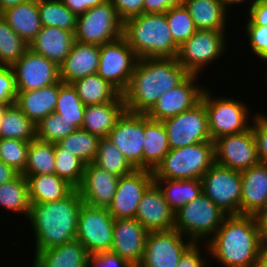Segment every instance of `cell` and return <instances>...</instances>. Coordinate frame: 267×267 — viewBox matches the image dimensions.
<instances>
[{
	"mask_svg": "<svg viewBox=\"0 0 267 267\" xmlns=\"http://www.w3.org/2000/svg\"><path fill=\"white\" fill-rule=\"evenodd\" d=\"M29 143L18 139L0 138V160L22 174L27 165Z\"/></svg>",
	"mask_w": 267,
	"mask_h": 267,
	"instance_id": "cell-46",
	"label": "cell"
},
{
	"mask_svg": "<svg viewBox=\"0 0 267 267\" xmlns=\"http://www.w3.org/2000/svg\"><path fill=\"white\" fill-rule=\"evenodd\" d=\"M227 215L203 192L175 212L174 229L194 243L207 242Z\"/></svg>",
	"mask_w": 267,
	"mask_h": 267,
	"instance_id": "cell-6",
	"label": "cell"
},
{
	"mask_svg": "<svg viewBox=\"0 0 267 267\" xmlns=\"http://www.w3.org/2000/svg\"><path fill=\"white\" fill-rule=\"evenodd\" d=\"M0 138L30 142L36 139V125L15 105H11L0 122Z\"/></svg>",
	"mask_w": 267,
	"mask_h": 267,
	"instance_id": "cell-37",
	"label": "cell"
},
{
	"mask_svg": "<svg viewBox=\"0 0 267 267\" xmlns=\"http://www.w3.org/2000/svg\"><path fill=\"white\" fill-rule=\"evenodd\" d=\"M85 163L55 143V174L77 189L83 179Z\"/></svg>",
	"mask_w": 267,
	"mask_h": 267,
	"instance_id": "cell-43",
	"label": "cell"
},
{
	"mask_svg": "<svg viewBox=\"0 0 267 267\" xmlns=\"http://www.w3.org/2000/svg\"><path fill=\"white\" fill-rule=\"evenodd\" d=\"M252 120L251 128L256 139L259 161L267 163V114L255 113Z\"/></svg>",
	"mask_w": 267,
	"mask_h": 267,
	"instance_id": "cell-48",
	"label": "cell"
},
{
	"mask_svg": "<svg viewBox=\"0 0 267 267\" xmlns=\"http://www.w3.org/2000/svg\"><path fill=\"white\" fill-rule=\"evenodd\" d=\"M162 122L167 130L170 149L212 141L208 128L207 111L202 99L191 109Z\"/></svg>",
	"mask_w": 267,
	"mask_h": 267,
	"instance_id": "cell-13",
	"label": "cell"
},
{
	"mask_svg": "<svg viewBox=\"0 0 267 267\" xmlns=\"http://www.w3.org/2000/svg\"><path fill=\"white\" fill-rule=\"evenodd\" d=\"M249 11V20L256 26H267V0H255Z\"/></svg>",
	"mask_w": 267,
	"mask_h": 267,
	"instance_id": "cell-53",
	"label": "cell"
},
{
	"mask_svg": "<svg viewBox=\"0 0 267 267\" xmlns=\"http://www.w3.org/2000/svg\"><path fill=\"white\" fill-rule=\"evenodd\" d=\"M135 219L148 232L174 229L175 212L168 205L161 189L155 182L143 194Z\"/></svg>",
	"mask_w": 267,
	"mask_h": 267,
	"instance_id": "cell-21",
	"label": "cell"
},
{
	"mask_svg": "<svg viewBox=\"0 0 267 267\" xmlns=\"http://www.w3.org/2000/svg\"><path fill=\"white\" fill-rule=\"evenodd\" d=\"M19 173L0 160V185L14 179Z\"/></svg>",
	"mask_w": 267,
	"mask_h": 267,
	"instance_id": "cell-57",
	"label": "cell"
},
{
	"mask_svg": "<svg viewBox=\"0 0 267 267\" xmlns=\"http://www.w3.org/2000/svg\"><path fill=\"white\" fill-rule=\"evenodd\" d=\"M143 169L153 171L171 150L167 130L162 121L144 114Z\"/></svg>",
	"mask_w": 267,
	"mask_h": 267,
	"instance_id": "cell-30",
	"label": "cell"
},
{
	"mask_svg": "<svg viewBox=\"0 0 267 267\" xmlns=\"http://www.w3.org/2000/svg\"><path fill=\"white\" fill-rule=\"evenodd\" d=\"M215 163L243 172L257 165V144L252 128L238 134L221 136L214 140Z\"/></svg>",
	"mask_w": 267,
	"mask_h": 267,
	"instance_id": "cell-15",
	"label": "cell"
},
{
	"mask_svg": "<svg viewBox=\"0 0 267 267\" xmlns=\"http://www.w3.org/2000/svg\"><path fill=\"white\" fill-rule=\"evenodd\" d=\"M17 93L13 68L0 66V104H15Z\"/></svg>",
	"mask_w": 267,
	"mask_h": 267,
	"instance_id": "cell-49",
	"label": "cell"
},
{
	"mask_svg": "<svg viewBox=\"0 0 267 267\" xmlns=\"http://www.w3.org/2000/svg\"><path fill=\"white\" fill-rule=\"evenodd\" d=\"M71 84L85 106L112 102L121 94L98 74L80 78Z\"/></svg>",
	"mask_w": 267,
	"mask_h": 267,
	"instance_id": "cell-34",
	"label": "cell"
},
{
	"mask_svg": "<svg viewBox=\"0 0 267 267\" xmlns=\"http://www.w3.org/2000/svg\"><path fill=\"white\" fill-rule=\"evenodd\" d=\"M153 182V172L148 169H135L121 176L114 199L107 209L111 216L114 219L135 218L139 202Z\"/></svg>",
	"mask_w": 267,
	"mask_h": 267,
	"instance_id": "cell-16",
	"label": "cell"
},
{
	"mask_svg": "<svg viewBox=\"0 0 267 267\" xmlns=\"http://www.w3.org/2000/svg\"><path fill=\"white\" fill-rule=\"evenodd\" d=\"M38 11L42 26L75 32L77 16L61 0H38Z\"/></svg>",
	"mask_w": 267,
	"mask_h": 267,
	"instance_id": "cell-39",
	"label": "cell"
},
{
	"mask_svg": "<svg viewBox=\"0 0 267 267\" xmlns=\"http://www.w3.org/2000/svg\"><path fill=\"white\" fill-rule=\"evenodd\" d=\"M90 254L77 240L35 252L33 267H88Z\"/></svg>",
	"mask_w": 267,
	"mask_h": 267,
	"instance_id": "cell-28",
	"label": "cell"
},
{
	"mask_svg": "<svg viewBox=\"0 0 267 267\" xmlns=\"http://www.w3.org/2000/svg\"><path fill=\"white\" fill-rule=\"evenodd\" d=\"M190 74L176 58H139L122 93L127 112L146 114L158 98Z\"/></svg>",
	"mask_w": 267,
	"mask_h": 267,
	"instance_id": "cell-1",
	"label": "cell"
},
{
	"mask_svg": "<svg viewBox=\"0 0 267 267\" xmlns=\"http://www.w3.org/2000/svg\"><path fill=\"white\" fill-rule=\"evenodd\" d=\"M99 140L98 136L78 128L75 132L61 139L58 144L88 164L93 163L96 158Z\"/></svg>",
	"mask_w": 267,
	"mask_h": 267,
	"instance_id": "cell-41",
	"label": "cell"
},
{
	"mask_svg": "<svg viewBox=\"0 0 267 267\" xmlns=\"http://www.w3.org/2000/svg\"><path fill=\"white\" fill-rule=\"evenodd\" d=\"M254 216L256 218L262 240L267 241V203Z\"/></svg>",
	"mask_w": 267,
	"mask_h": 267,
	"instance_id": "cell-56",
	"label": "cell"
},
{
	"mask_svg": "<svg viewBox=\"0 0 267 267\" xmlns=\"http://www.w3.org/2000/svg\"><path fill=\"white\" fill-rule=\"evenodd\" d=\"M199 243H194L180 258L177 267H205L208 266V262L204 255L202 256L201 248L199 249ZM203 257V258H202Z\"/></svg>",
	"mask_w": 267,
	"mask_h": 267,
	"instance_id": "cell-52",
	"label": "cell"
},
{
	"mask_svg": "<svg viewBox=\"0 0 267 267\" xmlns=\"http://www.w3.org/2000/svg\"><path fill=\"white\" fill-rule=\"evenodd\" d=\"M0 206L8 211L24 214L30 213L28 181L25 176L18 174L14 179L0 185Z\"/></svg>",
	"mask_w": 267,
	"mask_h": 267,
	"instance_id": "cell-35",
	"label": "cell"
},
{
	"mask_svg": "<svg viewBox=\"0 0 267 267\" xmlns=\"http://www.w3.org/2000/svg\"><path fill=\"white\" fill-rule=\"evenodd\" d=\"M29 1L30 0H0V13L9 7Z\"/></svg>",
	"mask_w": 267,
	"mask_h": 267,
	"instance_id": "cell-59",
	"label": "cell"
},
{
	"mask_svg": "<svg viewBox=\"0 0 267 267\" xmlns=\"http://www.w3.org/2000/svg\"><path fill=\"white\" fill-rule=\"evenodd\" d=\"M76 16L87 12L90 8L105 3L108 0H61Z\"/></svg>",
	"mask_w": 267,
	"mask_h": 267,
	"instance_id": "cell-55",
	"label": "cell"
},
{
	"mask_svg": "<svg viewBox=\"0 0 267 267\" xmlns=\"http://www.w3.org/2000/svg\"><path fill=\"white\" fill-rule=\"evenodd\" d=\"M154 182L161 189L166 202L174 212L202 193L201 179H154Z\"/></svg>",
	"mask_w": 267,
	"mask_h": 267,
	"instance_id": "cell-33",
	"label": "cell"
},
{
	"mask_svg": "<svg viewBox=\"0 0 267 267\" xmlns=\"http://www.w3.org/2000/svg\"><path fill=\"white\" fill-rule=\"evenodd\" d=\"M42 174H55V143L34 139L29 143L27 165L22 175L28 178Z\"/></svg>",
	"mask_w": 267,
	"mask_h": 267,
	"instance_id": "cell-36",
	"label": "cell"
},
{
	"mask_svg": "<svg viewBox=\"0 0 267 267\" xmlns=\"http://www.w3.org/2000/svg\"><path fill=\"white\" fill-rule=\"evenodd\" d=\"M100 60V45L74 42L69 55L59 66L63 83L71 84L80 78L97 74Z\"/></svg>",
	"mask_w": 267,
	"mask_h": 267,
	"instance_id": "cell-23",
	"label": "cell"
},
{
	"mask_svg": "<svg viewBox=\"0 0 267 267\" xmlns=\"http://www.w3.org/2000/svg\"><path fill=\"white\" fill-rule=\"evenodd\" d=\"M125 111L122 94L112 102L87 105L84 110L82 129L99 138H107Z\"/></svg>",
	"mask_w": 267,
	"mask_h": 267,
	"instance_id": "cell-27",
	"label": "cell"
},
{
	"mask_svg": "<svg viewBox=\"0 0 267 267\" xmlns=\"http://www.w3.org/2000/svg\"><path fill=\"white\" fill-rule=\"evenodd\" d=\"M241 172L214 163L201 178L202 192L227 216L240 215Z\"/></svg>",
	"mask_w": 267,
	"mask_h": 267,
	"instance_id": "cell-10",
	"label": "cell"
},
{
	"mask_svg": "<svg viewBox=\"0 0 267 267\" xmlns=\"http://www.w3.org/2000/svg\"><path fill=\"white\" fill-rule=\"evenodd\" d=\"M13 104H8V103H1L0 104V122L2 121L3 119V116L6 112V110Z\"/></svg>",
	"mask_w": 267,
	"mask_h": 267,
	"instance_id": "cell-61",
	"label": "cell"
},
{
	"mask_svg": "<svg viewBox=\"0 0 267 267\" xmlns=\"http://www.w3.org/2000/svg\"><path fill=\"white\" fill-rule=\"evenodd\" d=\"M240 215H255L267 203V163L241 172Z\"/></svg>",
	"mask_w": 267,
	"mask_h": 267,
	"instance_id": "cell-24",
	"label": "cell"
},
{
	"mask_svg": "<svg viewBox=\"0 0 267 267\" xmlns=\"http://www.w3.org/2000/svg\"><path fill=\"white\" fill-rule=\"evenodd\" d=\"M165 15L172 39L178 47L198 30L190 13L182 3L167 10Z\"/></svg>",
	"mask_w": 267,
	"mask_h": 267,
	"instance_id": "cell-44",
	"label": "cell"
},
{
	"mask_svg": "<svg viewBox=\"0 0 267 267\" xmlns=\"http://www.w3.org/2000/svg\"><path fill=\"white\" fill-rule=\"evenodd\" d=\"M88 267H134L112 252H100L89 256Z\"/></svg>",
	"mask_w": 267,
	"mask_h": 267,
	"instance_id": "cell-50",
	"label": "cell"
},
{
	"mask_svg": "<svg viewBox=\"0 0 267 267\" xmlns=\"http://www.w3.org/2000/svg\"><path fill=\"white\" fill-rule=\"evenodd\" d=\"M78 128L59 114L52 112L36 125V139L58 143Z\"/></svg>",
	"mask_w": 267,
	"mask_h": 267,
	"instance_id": "cell-45",
	"label": "cell"
},
{
	"mask_svg": "<svg viewBox=\"0 0 267 267\" xmlns=\"http://www.w3.org/2000/svg\"><path fill=\"white\" fill-rule=\"evenodd\" d=\"M123 36V21L108 0L78 15L74 37L76 41L103 45Z\"/></svg>",
	"mask_w": 267,
	"mask_h": 267,
	"instance_id": "cell-8",
	"label": "cell"
},
{
	"mask_svg": "<svg viewBox=\"0 0 267 267\" xmlns=\"http://www.w3.org/2000/svg\"><path fill=\"white\" fill-rule=\"evenodd\" d=\"M257 267H267V241L264 240L260 245Z\"/></svg>",
	"mask_w": 267,
	"mask_h": 267,
	"instance_id": "cell-58",
	"label": "cell"
},
{
	"mask_svg": "<svg viewBox=\"0 0 267 267\" xmlns=\"http://www.w3.org/2000/svg\"><path fill=\"white\" fill-rule=\"evenodd\" d=\"M181 3L182 0H144L143 13H165Z\"/></svg>",
	"mask_w": 267,
	"mask_h": 267,
	"instance_id": "cell-54",
	"label": "cell"
},
{
	"mask_svg": "<svg viewBox=\"0 0 267 267\" xmlns=\"http://www.w3.org/2000/svg\"><path fill=\"white\" fill-rule=\"evenodd\" d=\"M115 7L118 17L124 22L143 13L144 0H109Z\"/></svg>",
	"mask_w": 267,
	"mask_h": 267,
	"instance_id": "cell-51",
	"label": "cell"
},
{
	"mask_svg": "<svg viewBox=\"0 0 267 267\" xmlns=\"http://www.w3.org/2000/svg\"><path fill=\"white\" fill-rule=\"evenodd\" d=\"M220 1L223 4V6H224V8L226 9L227 12H228V9L231 8L230 5H232V4H234V5L238 4L239 5L240 3L243 4L246 1L248 2V0H220ZM249 2H250V5H249V9H250L251 6L254 4L255 0H249Z\"/></svg>",
	"mask_w": 267,
	"mask_h": 267,
	"instance_id": "cell-60",
	"label": "cell"
},
{
	"mask_svg": "<svg viewBox=\"0 0 267 267\" xmlns=\"http://www.w3.org/2000/svg\"><path fill=\"white\" fill-rule=\"evenodd\" d=\"M138 60L139 57L127 40L121 36L100 46L97 74L122 94L129 84Z\"/></svg>",
	"mask_w": 267,
	"mask_h": 267,
	"instance_id": "cell-12",
	"label": "cell"
},
{
	"mask_svg": "<svg viewBox=\"0 0 267 267\" xmlns=\"http://www.w3.org/2000/svg\"><path fill=\"white\" fill-rule=\"evenodd\" d=\"M27 181L31 204L61 200L75 189L56 174L30 175Z\"/></svg>",
	"mask_w": 267,
	"mask_h": 267,
	"instance_id": "cell-32",
	"label": "cell"
},
{
	"mask_svg": "<svg viewBox=\"0 0 267 267\" xmlns=\"http://www.w3.org/2000/svg\"><path fill=\"white\" fill-rule=\"evenodd\" d=\"M63 84L59 82L45 86L36 90L18 91L15 105L23 112V114L37 125L48 114L54 112L59 87Z\"/></svg>",
	"mask_w": 267,
	"mask_h": 267,
	"instance_id": "cell-26",
	"label": "cell"
},
{
	"mask_svg": "<svg viewBox=\"0 0 267 267\" xmlns=\"http://www.w3.org/2000/svg\"><path fill=\"white\" fill-rule=\"evenodd\" d=\"M144 114L125 111L107 139L135 169H143Z\"/></svg>",
	"mask_w": 267,
	"mask_h": 267,
	"instance_id": "cell-17",
	"label": "cell"
},
{
	"mask_svg": "<svg viewBox=\"0 0 267 267\" xmlns=\"http://www.w3.org/2000/svg\"><path fill=\"white\" fill-rule=\"evenodd\" d=\"M148 231L135 218L114 219L110 252L137 267L143 258Z\"/></svg>",
	"mask_w": 267,
	"mask_h": 267,
	"instance_id": "cell-20",
	"label": "cell"
},
{
	"mask_svg": "<svg viewBox=\"0 0 267 267\" xmlns=\"http://www.w3.org/2000/svg\"><path fill=\"white\" fill-rule=\"evenodd\" d=\"M93 163L119 178L135 170L123 153L107 138H100Z\"/></svg>",
	"mask_w": 267,
	"mask_h": 267,
	"instance_id": "cell-38",
	"label": "cell"
},
{
	"mask_svg": "<svg viewBox=\"0 0 267 267\" xmlns=\"http://www.w3.org/2000/svg\"><path fill=\"white\" fill-rule=\"evenodd\" d=\"M28 49L29 45L0 14V66L12 67Z\"/></svg>",
	"mask_w": 267,
	"mask_h": 267,
	"instance_id": "cell-40",
	"label": "cell"
},
{
	"mask_svg": "<svg viewBox=\"0 0 267 267\" xmlns=\"http://www.w3.org/2000/svg\"><path fill=\"white\" fill-rule=\"evenodd\" d=\"M245 28L251 51L267 63V26H256L247 17Z\"/></svg>",
	"mask_w": 267,
	"mask_h": 267,
	"instance_id": "cell-47",
	"label": "cell"
},
{
	"mask_svg": "<svg viewBox=\"0 0 267 267\" xmlns=\"http://www.w3.org/2000/svg\"><path fill=\"white\" fill-rule=\"evenodd\" d=\"M261 242L254 215H229L203 246L224 267H257Z\"/></svg>",
	"mask_w": 267,
	"mask_h": 267,
	"instance_id": "cell-2",
	"label": "cell"
},
{
	"mask_svg": "<svg viewBox=\"0 0 267 267\" xmlns=\"http://www.w3.org/2000/svg\"><path fill=\"white\" fill-rule=\"evenodd\" d=\"M214 163V141L171 149L152 171L153 178L201 179Z\"/></svg>",
	"mask_w": 267,
	"mask_h": 267,
	"instance_id": "cell-5",
	"label": "cell"
},
{
	"mask_svg": "<svg viewBox=\"0 0 267 267\" xmlns=\"http://www.w3.org/2000/svg\"><path fill=\"white\" fill-rule=\"evenodd\" d=\"M85 107L72 84L63 83L59 87L55 113L73 123L77 128H82Z\"/></svg>",
	"mask_w": 267,
	"mask_h": 267,
	"instance_id": "cell-42",
	"label": "cell"
},
{
	"mask_svg": "<svg viewBox=\"0 0 267 267\" xmlns=\"http://www.w3.org/2000/svg\"><path fill=\"white\" fill-rule=\"evenodd\" d=\"M74 42L72 31L42 26L36 37L29 43V49L60 66L69 55Z\"/></svg>",
	"mask_w": 267,
	"mask_h": 267,
	"instance_id": "cell-25",
	"label": "cell"
},
{
	"mask_svg": "<svg viewBox=\"0 0 267 267\" xmlns=\"http://www.w3.org/2000/svg\"><path fill=\"white\" fill-rule=\"evenodd\" d=\"M182 4L190 13L198 30H226V16L229 12L220 0H182Z\"/></svg>",
	"mask_w": 267,
	"mask_h": 267,
	"instance_id": "cell-31",
	"label": "cell"
},
{
	"mask_svg": "<svg viewBox=\"0 0 267 267\" xmlns=\"http://www.w3.org/2000/svg\"><path fill=\"white\" fill-rule=\"evenodd\" d=\"M205 87L201 99L208 116V128L212 141L221 136L238 134L247 131L251 126L249 122L248 107L242 100L235 98L215 97Z\"/></svg>",
	"mask_w": 267,
	"mask_h": 267,
	"instance_id": "cell-7",
	"label": "cell"
},
{
	"mask_svg": "<svg viewBox=\"0 0 267 267\" xmlns=\"http://www.w3.org/2000/svg\"><path fill=\"white\" fill-rule=\"evenodd\" d=\"M186 238L175 229L148 232L144 255L137 267H177L180 258L194 244Z\"/></svg>",
	"mask_w": 267,
	"mask_h": 267,
	"instance_id": "cell-14",
	"label": "cell"
},
{
	"mask_svg": "<svg viewBox=\"0 0 267 267\" xmlns=\"http://www.w3.org/2000/svg\"><path fill=\"white\" fill-rule=\"evenodd\" d=\"M0 14L28 45L42 28L38 0L17 4L5 9Z\"/></svg>",
	"mask_w": 267,
	"mask_h": 267,
	"instance_id": "cell-29",
	"label": "cell"
},
{
	"mask_svg": "<svg viewBox=\"0 0 267 267\" xmlns=\"http://www.w3.org/2000/svg\"><path fill=\"white\" fill-rule=\"evenodd\" d=\"M123 37L139 58H176L165 13H141L123 22Z\"/></svg>",
	"mask_w": 267,
	"mask_h": 267,
	"instance_id": "cell-4",
	"label": "cell"
},
{
	"mask_svg": "<svg viewBox=\"0 0 267 267\" xmlns=\"http://www.w3.org/2000/svg\"><path fill=\"white\" fill-rule=\"evenodd\" d=\"M83 200L77 189L53 202L31 204L27 220L34 230L35 252L76 239Z\"/></svg>",
	"mask_w": 267,
	"mask_h": 267,
	"instance_id": "cell-3",
	"label": "cell"
},
{
	"mask_svg": "<svg viewBox=\"0 0 267 267\" xmlns=\"http://www.w3.org/2000/svg\"><path fill=\"white\" fill-rule=\"evenodd\" d=\"M225 35V31L197 30L178 48V63L189 74L200 76L204 67L226 54Z\"/></svg>",
	"mask_w": 267,
	"mask_h": 267,
	"instance_id": "cell-9",
	"label": "cell"
},
{
	"mask_svg": "<svg viewBox=\"0 0 267 267\" xmlns=\"http://www.w3.org/2000/svg\"><path fill=\"white\" fill-rule=\"evenodd\" d=\"M197 79L198 75L190 74L182 83L162 94L146 115L150 119L163 121L191 109L201 100L205 89L200 88Z\"/></svg>",
	"mask_w": 267,
	"mask_h": 267,
	"instance_id": "cell-19",
	"label": "cell"
},
{
	"mask_svg": "<svg viewBox=\"0 0 267 267\" xmlns=\"http://www.w3.org/2000/svg\"><path fill=\"white\" fill-rule=\"evenodd\" d=\"M119 177L110 174L94 163L85 164L83 179L77 188L84 203L100 208L110 206Z\"/></svg>",
	"mask_w": 267,
	"mask_h": 267,
	"instance_id": "cell-22",
	"label": "cell"
},
{
	"mask_svg": "<svg viewBox=\"0 0 267 267\" xmlns=\"http://www.w3.org/2000/svg\"><path fill=\"white\" fill-rule=\"evenodd\" d=\"M12 68L17 91L36 90L60 81L59 66L30 49Z\"/></svg>",
	"mask_w": 267,
	"mask_h": 267,
	"instance_id": "cell-18",
	"label": "cell"
},
{
	"mask_svg": "<svg viewBox=\"0 0 267 267\" xmlns=\"http://www.w3.org/2000/svg\"><path fill=\"white\" fill-rule=\"evenodd\" d=\"M113 228L114 218L106 208L83 203L78 216L76 239L90 255L110 252Z\"/></svg>",
	"mask_w": 267,
	"mask_h": 267,
	"instance_id": "cell-11",
	"label": "cell"
}]
</instances>
